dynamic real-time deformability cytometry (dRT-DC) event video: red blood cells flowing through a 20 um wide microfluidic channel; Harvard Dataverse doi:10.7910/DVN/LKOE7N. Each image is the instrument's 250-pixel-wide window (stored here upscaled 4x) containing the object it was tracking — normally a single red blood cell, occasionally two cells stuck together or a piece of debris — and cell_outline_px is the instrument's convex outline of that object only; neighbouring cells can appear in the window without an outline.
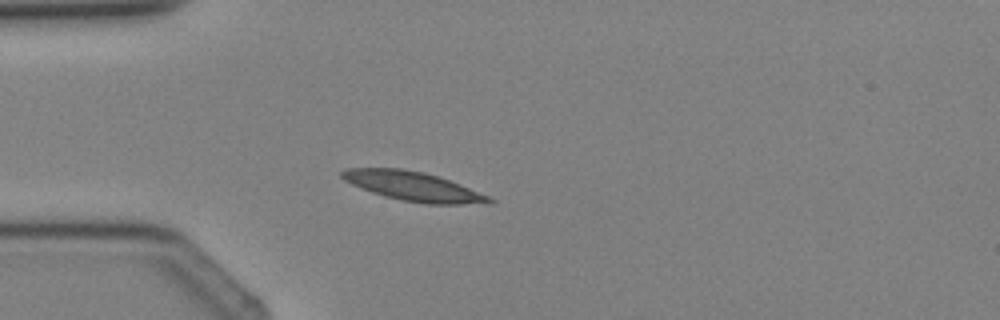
{"species": "Egyptian fruit bat (a non-hibernating species)", "species_latin": "Rousettus aegyptiacus", "temperature_condition": "cold", "stored_images_in_passage": 3, "camera_frame_rate_fps": 3000, "um_per_image_px": 0.085, "animal": {"sex": "female"}, "frame": {"image": 1, "passage_image": 3, "time_ms": 2.333, "image_size_px": [1000, 320], "cell_outline_px": [[496, 200], [492, 204], [428, 204], [404, 200], [384, 196], [360, 188], [344, 180], [340, 176], [340, 172], [344, 168], [400, 168], [424, 172], [460, 184], [488, 196]], "centroid_in_image_um": [35.12, 15.84], "position_along_channel_um": 49.9, "area_um2": 24.97}}